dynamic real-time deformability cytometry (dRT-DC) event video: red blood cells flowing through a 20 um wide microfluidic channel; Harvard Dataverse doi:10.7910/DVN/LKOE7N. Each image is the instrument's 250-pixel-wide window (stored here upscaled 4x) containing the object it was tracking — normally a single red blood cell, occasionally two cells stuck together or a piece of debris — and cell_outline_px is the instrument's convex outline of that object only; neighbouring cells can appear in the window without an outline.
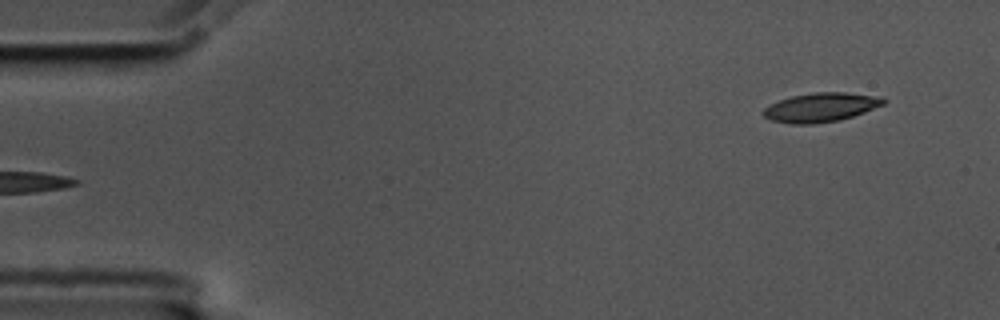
{"species": "common noctule bat (a hibernating species)", "species_latin": "Nyctalus noctula", "temperature_condition": "cold", "stored_images_in_passage": 5, "segment_of_instrument_passage": [2, 2], "camera_frame_rate_fps": 3000, "um_per_image_px": 0.085, "animal": {"sex": "male", "body_mass_g": 17.5, "forearm_length_mm": 52.3}, "frame": {"image": 1, "passage_image": 5, "time_ms": 1.333, "image_size_px": [1000, 320], "cell_outline_px": [[888, 100], [884, 104], [864, 112], [840, 120], [812, 124], [792, 124], [772, 120], [764, 116], [760, 112], [764, 108], [780, 100], [792, 96], [816, 92], [844, 92], [880, 96]], "centroid_in_image_um": [69.79, 9.12], "position_along_channel_um": 15.2, "area_um2": 20.29}}